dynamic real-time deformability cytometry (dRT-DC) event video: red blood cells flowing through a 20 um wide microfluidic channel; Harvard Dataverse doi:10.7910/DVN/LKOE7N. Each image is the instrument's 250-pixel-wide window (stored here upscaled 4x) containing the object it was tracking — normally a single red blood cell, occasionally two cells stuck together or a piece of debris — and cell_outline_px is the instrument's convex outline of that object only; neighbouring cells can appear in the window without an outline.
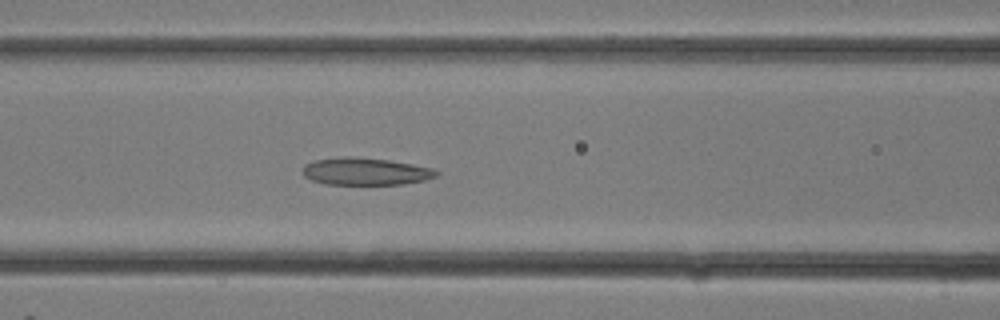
{"species": "common noctule bat (a hibernating species)", "species_latin": "Nyctalus noctula", "temperature_condition": "room temperature", "stored_images_in_passage": 9, "camera_frame_rate_fps": 3000, "um_per_image_px": 0.085, "animal": {"sex": "female"}, "frame": {"image": 1, "passage_image": 9, "time_ms": 2.667, "image_size_px": [1000, 320], "cell_outline_px": [[440, 172], [436, 176], [424, 180], [404, 184], [324, 184], [312, 180], [304, 176], [300, 172], [304, 164], [316, 160], [348, 156], [352, 156], [388, 160], [412, 164], [432, 168]], "centroid_in_image_um": [31.03, 14.57], "position_along_channel_um": 135.6, "area_um2": 21.27}}